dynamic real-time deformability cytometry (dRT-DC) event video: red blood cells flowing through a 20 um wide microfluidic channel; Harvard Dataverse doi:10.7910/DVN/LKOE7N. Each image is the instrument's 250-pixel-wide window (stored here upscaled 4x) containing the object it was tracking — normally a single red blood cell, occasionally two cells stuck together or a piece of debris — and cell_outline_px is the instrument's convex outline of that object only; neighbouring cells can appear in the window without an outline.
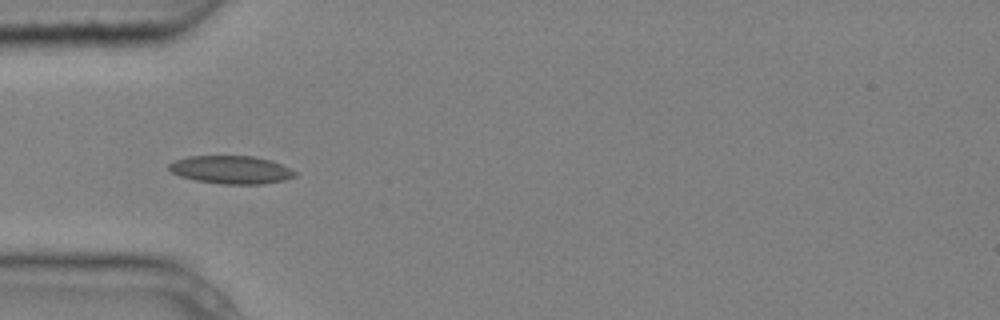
{"species": "common noctule bat (a hibernating species)", "species_latin": "Nyctalus noctula", "temperature_condition": "cold", "stored_images_in_passage": 6, "camera_frame_rate_fps": 3000, "um_per_image_px": 0.085, "animal": {"sex": "male", "body_mass_g": 20.4}, "frame": {"image": 1, "passage_image": 4, "time_ms": 1.0, "image_size_px": [1000, 320], "cell_outline_px": [[296, 176], [284, 180], [264, 184], [220, 184], [196, 180], [180, 176], [172, 172], [168, 168], [168, 164], [176, 160], [188, 156], [252, 156], [272, 160], [296, 172]], "centroid_in_image_um": [19.64, 14.43], "position_along_channel_um": 65.4, "area_um2": 20.52}}
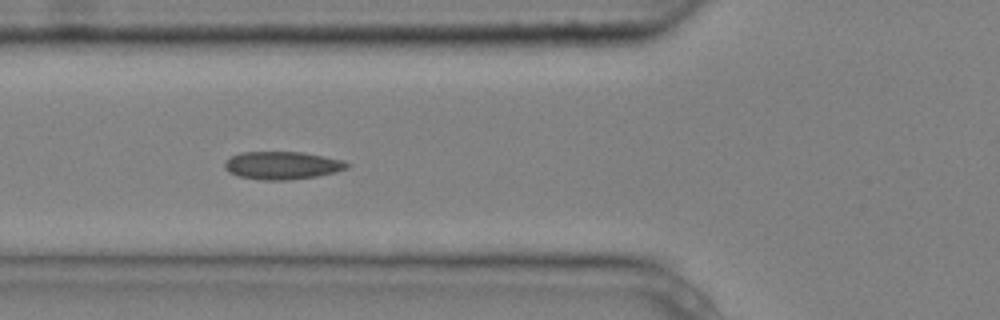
{"frame": {"image": 2, "passage_image": 5, "time_ms": 1.333, "image_size_px": [1000, 320], "cell_outline_px": [[352, 164], [348, 168], [336, 172], [316, 176], [288, 180], [260, 180], [236, 176], [228, 172], [224, 168], [224, 160], [240, 152], [304, 152], [344, 160]], "centroid_in_image_um": [23.98, 14.06], "position_along_channel_um": 101.8, "area_um2": 20.17}}